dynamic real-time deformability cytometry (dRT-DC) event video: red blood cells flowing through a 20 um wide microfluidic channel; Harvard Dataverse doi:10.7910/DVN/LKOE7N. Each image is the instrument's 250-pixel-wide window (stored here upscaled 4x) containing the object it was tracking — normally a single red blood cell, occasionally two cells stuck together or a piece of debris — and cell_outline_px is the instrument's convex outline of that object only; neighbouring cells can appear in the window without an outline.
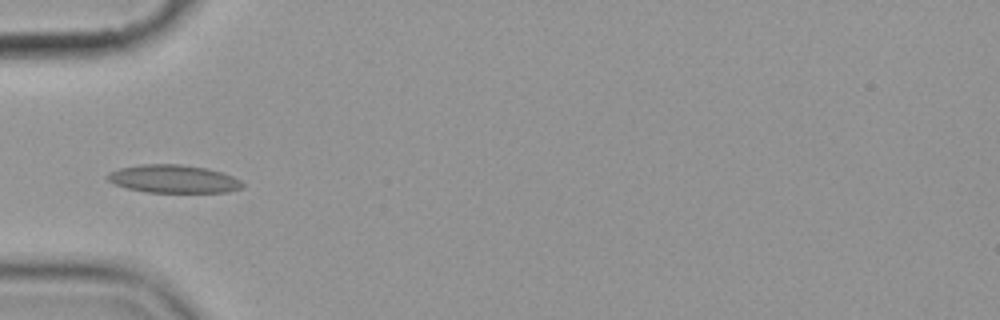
{"species": "common noctule bat (a hibernating species)", "species_latin": "Nyctalus noctula", "temperature_condition": "cold", "stored_images_in_passage": 8, "camera_frame_rate_fps": 3000, "um_per_image_px": 0.085, "animal": {"sex": "female", "body_mass_g": 19.9}, "frame": {"image": 1, "passage_image": 6, "time_ms": 6.0, "image_size_px": [1000, 320], "cell_outline_px": [[244, 188], [228, 192], [144, 192], [128, 188], [116, 184], [108, 180], [108, 172], [120, 168], [144, 164], [180, 164], [208, 168], [232, 176], [240, 180], [244, 184]], "centroid_in_image_um": [14.78, 15.21], "position_along_channel_um": 70.2, "area_um2": 21.96}}
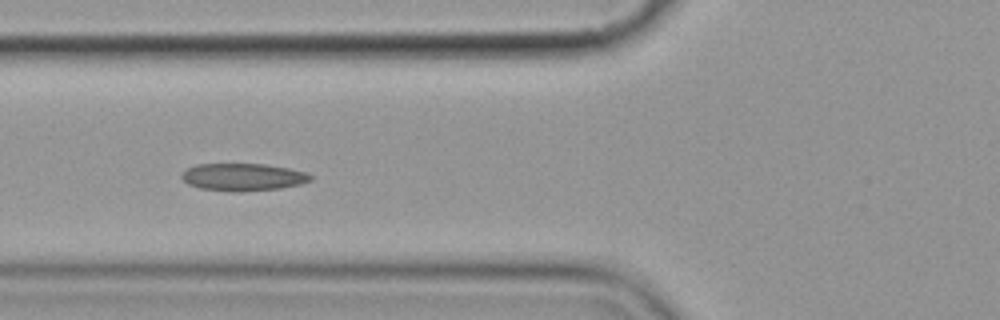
{"frame": {"image": 2, "passage_image": 7, "time_ms": 7.0, "image_size_px": [1000, 320], "cell_outline_px": [[312, 180], [300, 184], [280, 188], [236, 192], [200, 188], [188, 184], [180, 176], [180, 172], [196, 164], [264, 164], [288, 168], [308, 172], [312, 176]], "centroid_in_image_um": [20.65, 15.04], "position_along_channel_um": 105.2, "area_um2": 20.63}}
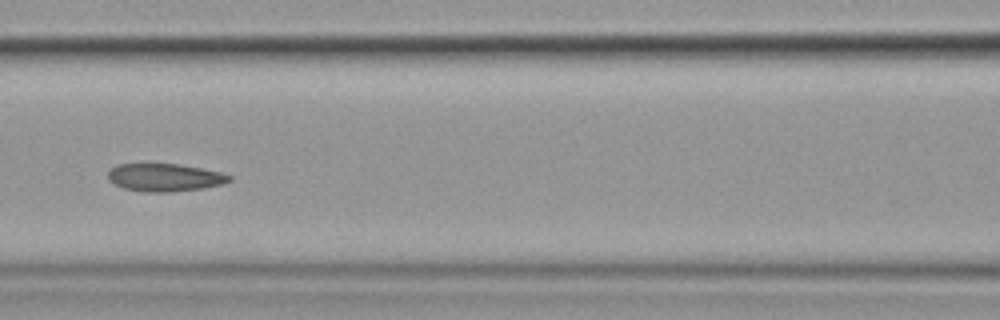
{"frame": {"image": 3, "passage_image": 8, "time_ms": 8.333, "image_size_px": [1000, 320], "cell_outline_px": [[232, 180], [224, 184], [204, 188], [172, 192], [140, 192], [124, 188], [108, 180], [108, 172], [116, 164], [176, 164], [200, 168], [220, 172], [232, 176]], "centroid_in_image_um": [14.01, 15.09], "position_along_channel_um": 152.6, "area_um2": 19.71}}